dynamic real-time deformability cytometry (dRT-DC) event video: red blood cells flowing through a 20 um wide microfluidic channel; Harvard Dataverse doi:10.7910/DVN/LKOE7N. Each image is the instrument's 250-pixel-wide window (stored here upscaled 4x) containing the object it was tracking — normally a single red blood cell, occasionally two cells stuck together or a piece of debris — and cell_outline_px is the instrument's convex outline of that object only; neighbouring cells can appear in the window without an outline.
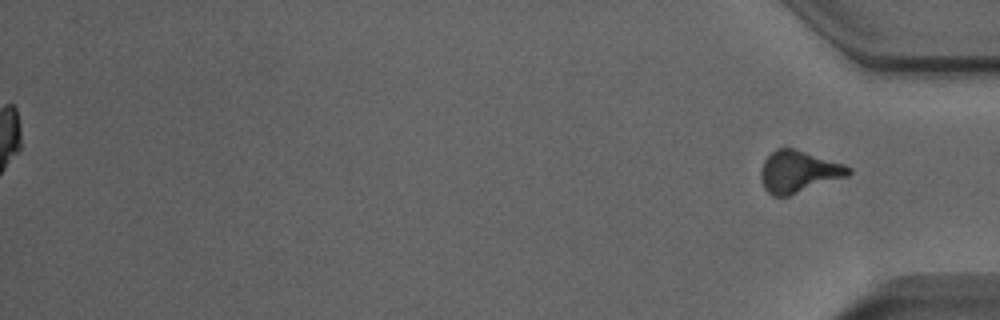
{"species": "Egyptian fruit bat (a non-hibernating species)", "species_latin": "Rousettus aegyptiacus", "temperature_condition": "room temperature", "stored_images_in_passage": 53, "segment_of_instrument_passage": [2, 2], "camera_frame_rate_fps": 3000, "um_per_image_px": 0.085, "animal": {"sex": "male"}, "frame": {"image": 1, "passage_image": 53, "time_ms": 17.333, "image_size_px": [1000, 320], "cell_outline_px": [[852, 172], [848, 176], [788, 196], [772, 196], [764, 188], [760, 176], [760, 172], [764, 160], [776, 148], [792, 148], [844, 164], [852, 168]], "centroid_in_image_um": [67.87, 14.6], "position_along_channel_um": 367.3, "area_um2": 21.21}}